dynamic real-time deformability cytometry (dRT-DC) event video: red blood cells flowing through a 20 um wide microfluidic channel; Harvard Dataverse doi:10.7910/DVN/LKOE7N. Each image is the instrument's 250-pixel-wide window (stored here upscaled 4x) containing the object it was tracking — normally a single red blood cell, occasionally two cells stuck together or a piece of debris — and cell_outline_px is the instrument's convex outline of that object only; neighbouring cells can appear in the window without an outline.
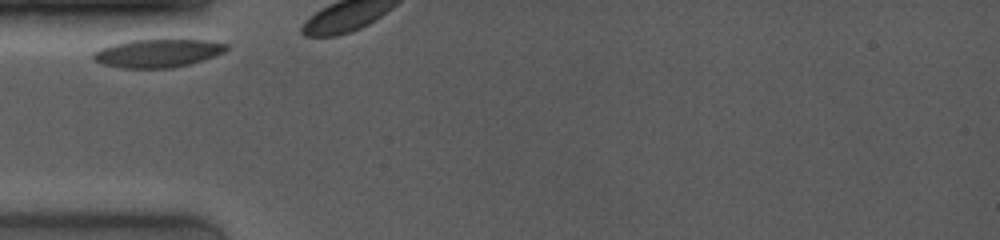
{"species": "common noctule bat (a hibernating species)", "species_latin": "Nyctalus noctula", "temperature_condition": "room temperature", "stored_images_in_passage": 3, "camera_frame_rate_fps": 4000, "um_per_image_px": 0.085, "animal": {"sex": "female", "body_mass_g": 19.0, "forearm_length_mm": 53.3}, "frame": {"image": 1, "passage_image": 1, "time_ms": 0.0, "image_size_px": [1000, 240], "cell_outline_px": [[228, 48], [224, 52], [204, 60], [172, 68], [120, 68], [100, 64], [92, 60], [92, 52], [100, 48], [112, 44], [128, 40], [204, 40], [228, 44]], "centroid_in_image_um": [13.34, 4.53], "position_along_channel_um": 71.7, "area_um2": 22.02}}